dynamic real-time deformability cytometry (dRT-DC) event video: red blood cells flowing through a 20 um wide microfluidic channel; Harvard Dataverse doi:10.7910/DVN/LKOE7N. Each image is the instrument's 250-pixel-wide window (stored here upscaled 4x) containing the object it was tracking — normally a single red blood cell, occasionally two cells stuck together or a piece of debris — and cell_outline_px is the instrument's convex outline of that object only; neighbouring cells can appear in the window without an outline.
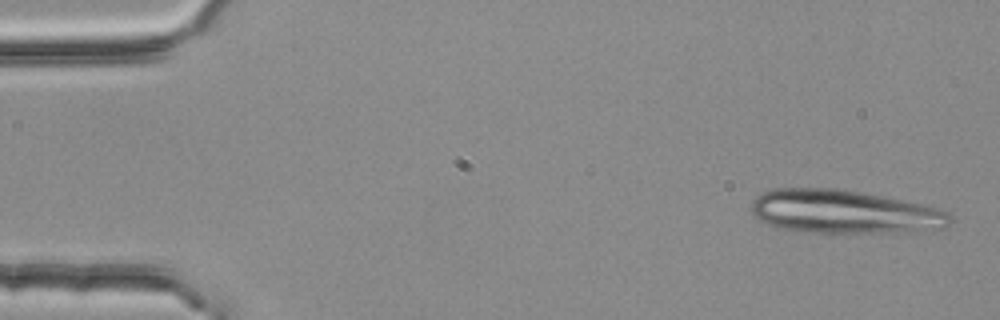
{"species": "common noctule bat (a hibernating species)", "species_latin": "Nyctalus noctula", "temperature_condition": "room temperature", "stored_images_in_passage": 5, "camera_frame_rate_fps": 3000, "um_per_image_px": 0.085, "animal": {"sex": "female", "body_mass_g": 25.1}, "frame": {"image": 1, "passage_image": 1, "time_ms": 0.0, "image_size_px": [1000, 320], "cell_outline_px": [[952, 220], [948, 224], [940, 228], [896, 232], [808, 232], [776, 228], [760, 220], [752, 212], [752, 200], [756, 196], [772, 188], [836, 188], [884, 196], [940, 208], [948, 212], [952, 216]], "centroid_in_image_um": [71.72, 17.99], "position_along_channel_um": 13.3, "area_um2": 50.17}}